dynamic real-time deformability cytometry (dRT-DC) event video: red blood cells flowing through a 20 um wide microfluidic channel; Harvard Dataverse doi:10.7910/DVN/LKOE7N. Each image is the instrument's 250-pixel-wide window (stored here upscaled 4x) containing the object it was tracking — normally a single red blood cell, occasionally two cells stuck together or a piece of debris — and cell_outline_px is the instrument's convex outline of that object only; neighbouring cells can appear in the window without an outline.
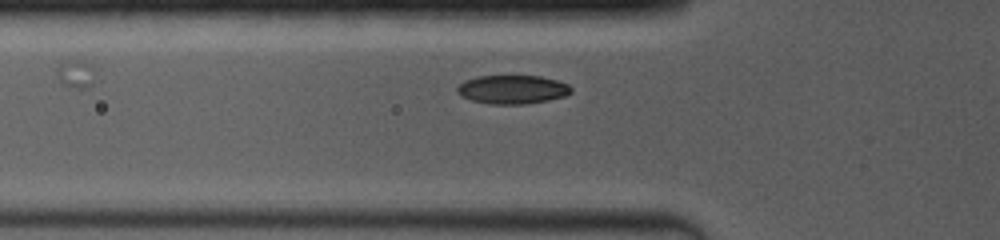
{"species": "common noctule bat (a hibernating species)", "species_latin": "Nyctalus noctula", "temperature_condition": "room temperature", "stored_images_in_passage": 3, "camera_frame_rate_fps": 4000, "um_per_image_px": 0.085, "animal": {"sex": "female", "body_mass_g": 19.0, "forearm_length_mm": 53.3}, "frame": {"image": 1, "passage_image": 3, "time_ms": 2.0, "image_size_px": [1000, 240], "cell_outline_px": [[572, 92], [564, 96], [548, 100], [524, 104], [488, 104], [472, 100], [460, 96], [456, 92], [456, 88], [464, 80], [476, 76], [540, 76], [556, 80], [568, 84], [572, 88]], "centroid_in_image_um": [43.53, 7.6], "position_along_channel_um": 82.3, "area_um2": 19.13}}